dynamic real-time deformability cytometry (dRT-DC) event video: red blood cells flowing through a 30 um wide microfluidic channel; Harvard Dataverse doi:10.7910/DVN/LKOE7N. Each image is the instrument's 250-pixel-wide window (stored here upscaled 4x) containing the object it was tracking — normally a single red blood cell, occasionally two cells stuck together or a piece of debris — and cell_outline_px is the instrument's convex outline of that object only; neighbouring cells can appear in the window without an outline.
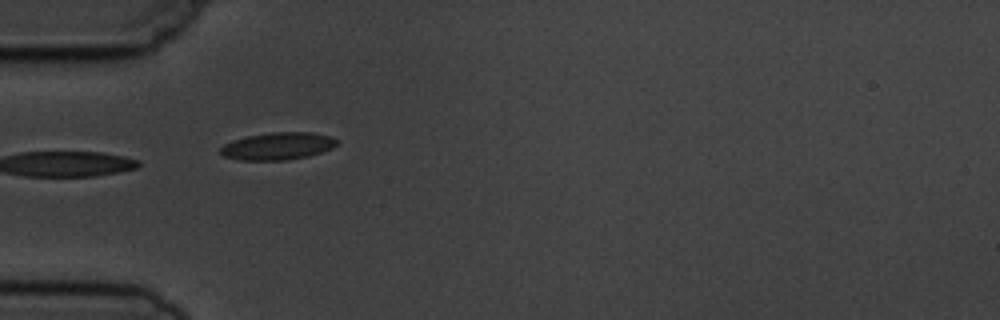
{"species": "common noctule bat (a hibernating species)", "species_latin": "Nyctalus noctula", "temperature_condition": "cold", "stored_images_in_passage": 8, "camera_frame_rate_fps": 3000, "um_per_image_px": 0.085, "animal": {"sex": "male", "body_mass_g": 19.5, "forearm_length_mm": 54.6}, "frame": {"image": 1, "passage_image": 6, "time_ms": 5.667, "image_size_px": [1000, 320], "cell_outline_px": [[336, 144], [332, 148], [308, 156], [288, 160], [240, 160], [224, 156], [220, 152], [220, 148], [224, 144], [232, 140], [248, 136], [272, 132], [312, 132], [328, 136], [336, 140]], "centroid_in_image_um": [23.57, 12.42], "position_along_channel_um": 61.4, "area_um2": 18.38}}
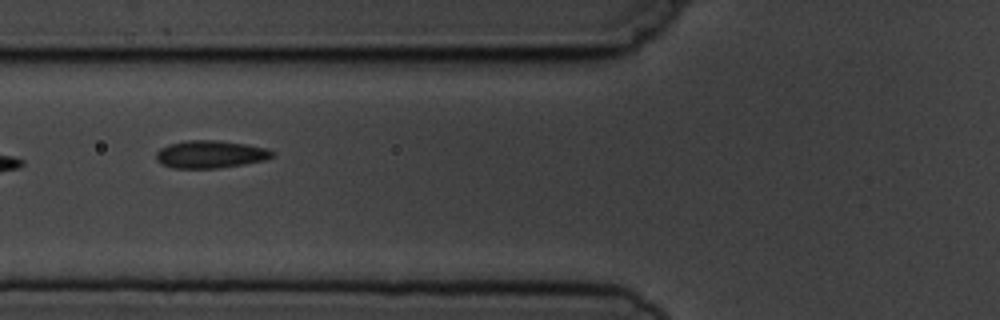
{"frame": {"image": 2, "passage_image": 7, "time_ms": 7.0, "image_size_px": [1000, 320], "cell_outline_px": [[276, 156], [264, 160], [244, 164], [216, 168], [172, 168], [160, 164], [156, 160], [156, 152], [160, 148], [168, 144], [188, 140], [216, 140], [244, 144], [268, 148], [276, 152]], "centroid_in_image_um": [17.88, 13.11], "position_along_channel_um": 107.9, "area_um2": 18.84}}
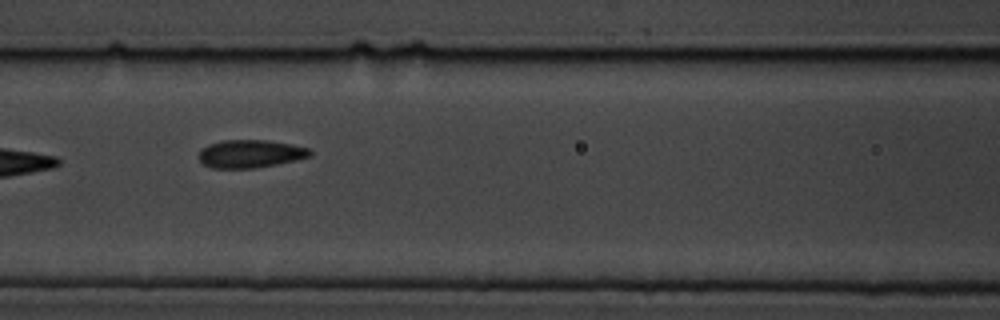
{"frame": {"image": 3, "passage_image": 8, "time_ms": 8.0, "image_size_px": [1000, 320], "cell_outline_px": [[312, 156], [296, 160], [276, 164], [252, 168], [212, 168], [204, 164], [196, 156], [200, 148], [208, 144], [220, 140], [268, 140], [292, 144], [308, 148], [312, 152]], "centroid_in_image_um": [21.24, 13.06], "position_along_channel_um": 145.4, "area_um2": 18.32}}